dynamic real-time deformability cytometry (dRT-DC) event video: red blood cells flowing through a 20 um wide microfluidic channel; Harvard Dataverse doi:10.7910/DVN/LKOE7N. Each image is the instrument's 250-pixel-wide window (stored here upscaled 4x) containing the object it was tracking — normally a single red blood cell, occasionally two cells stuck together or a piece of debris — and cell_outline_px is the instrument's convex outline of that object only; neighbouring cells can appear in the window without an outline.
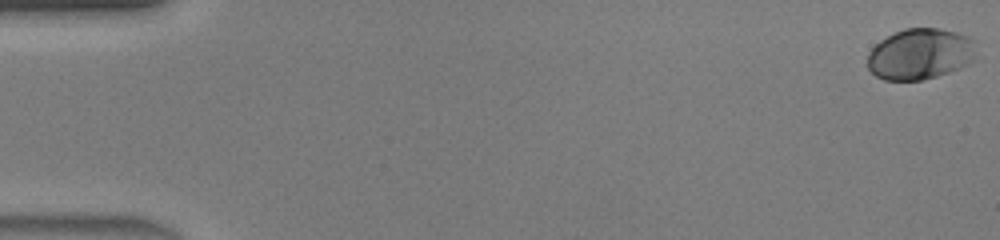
{"species": "human", "species_latin": "Homo sapiens", "temperature_condition": "warm", "stored_images_in_passage": 7, "camera_frame_rate_fps": 3000, "um_per_image_px": 0.085, "donor": {"sex": "male"}, "frame": {"image": 1, "passage_image": 1, "time_ms": 0.0, "image_size_px": [1000, 240], "cell_outline_px": [[972, 60], [960, 68], [936, 76], [920, 80], [884, 80], [876, 76], [868, 68], [868, 52], [880, 40], [904, 28], [940, 28], [956, 32], [968, 36], [972, 40]], "centroid_in_image_um": [78.15, 4.59], "position_along_channel_um": 6.9, "area_um2": 31.85}}